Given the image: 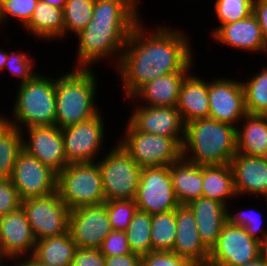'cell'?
Masks as SVG:
<instances>
[{
  "label": "cell",
  "mask_w": 267,
  "mask_h": 266,
  "mask_svg": "<svg viewBox=\"0 0 267 266\" xmlns=\"http://www.w3.org/2000/svg\"><path fill=\"white\" fill-rule=\"evenodd\" d=\"M22 208L36 240L68 232L70 209L57 191L48 196L23 200Z\"/></svg>",
  "instance_id": "cell-11"
},
{
  "label": "cell",
  "mask_w": 267,
  "mask_h": 266,
  "mask_svg": "<svg viewBox=\"0 0 267 266\" xmlns=\"http://www.w3.org/2000/svg\"><path fill=\"white\" fill-rule=\"evenodd\" d=\"M140 0H95L92 19L78 33L75 68H93L108 60L117 68L127 37L143 18ZM78 38V39H77ZM115 65H113V64Z\"/></svg>",
  "instance_id": "cell-2"
},
{
  "label": "cell",
  "mask_w": 267,
  "mask_h": 266,
  "mask_svg": "<svg viewBox=\"0 0 267 266\" xmlns=\"http://www.w3.org/2000/svg\"><path fill=\"white\" fill-rule=\"evenodd\" d=\"M21 133L23 150L57 174L69 164L62 132L56 125L28 127L21 130Z\"/></svg>",
  "instance_id": "cell-17"
},
{
  "label": "cell",
  "mask_w": 267,
  "mask_h": 266,
  "mask_svg": "<svg viewBox=\"0 0 267 266\" xmlns=\"http://www.w3.org/2000/svg\"><path fill=\"white\" fill-rule=\"evenodd\" d=\"M38 1L39 0H2L1 13L4 27H8V22L15 18V22H18L17 24H20L19 26L23 29L33 16Z\"/></svg>",
  "instance_id": "cell-39"
},
{
  "label": "cell",
  "mask_w": 267,
  "mask_h": 266,
  "mask_svg": "<svg viewBox=\"0 0 267 266\" xmlns=\"http://www.w3.org/2000/svg\"><path fill=\"white\" fill-rule=\"evenodd\" d=\"M261 256V243L242 226L226 222L217 244L211 249L207 266H243Z\"/></svg>",
  "instance_id": "cell-12"
},
{
  "label": "cell",
  "mask_w": 267,
  "mask_h": 266,
  "mask_svg": "<svg viewBox=\"0 0 267 266\" xmlns=\"http://www.w3.org/2000/svg\"><path fill=\"white\" fill-rule=\"evenodd\" d=\"M252 14L256 17L260 25L264 44L267 48V0H254Z\"/></svg>",
  "instance_id": "cell-44"
},
{
  "label": "cell",
  "mask_w": 267,
  "mask_h": 266,
  "mask_svg": "<svg viewBox=\"0 0 267 266\" xmlns=\"http://www.w3.org/2000/svg\"><path fill=\"white\" fill-rule=\"evenodd\" d=\"M141 266H195L172 251H152L141 256Z\"/></svg>",
  "instance_id": "cell-42"
},
{
  "label": "cell",
  "mask_w": 267,
  "mask_h": 266,
  "mask_svg": "<svg viewBox=\"0 0 267 266\" xmlns=\"http://www.w3.org/2000/svg\"><path fill=\"white\" fill-rule=\"evenodd\" d=\"M212 40L236 51L267 55L260 25L251 14L243 20L221 25L210 35Z\"/></svg>",
  "instance_id": "cell-19"
},
{
  "label": "cell",
  "mask_w": 267,
  "mask_h": 266,
  "mask_svg": "<svg viewBox=\"0 0 267 266\" xmlns=\"http://www.w3.org/2000/svg\"><path fill=\"white\" fill-rule=\"evenodd\" d=\"M134 200L138 210L150 215L175 210L180 204L174 193L170 166L142 168Z\"/></svg>",
  "instance_id": "cell-10"
},
{
  "label": "cell",
  "mask_w": 267,
  "mask_h": 266,
  "mask_svg": "<svg viewBox=\"0 0 267 266\" xmlns=\"http://www.w3.org/2000/svg\"><path fill=\"white\" fill-rule=\"evenodd\" d=\"M6 261L7 260L0 253V266H2L4 264V262H6Z\"/></svg>",
  "instance_id": "cell-52"
},
{
  "label": "cell",
  "mask_w": 267,
  "mask_h": 266,
  "mask_svg": "<svg viewBox=\"0 0 267 266\" xmlns=\"http://www.w3.org/2000/svg\"><path fill=\"white\" fill-rule=\"evenodd\" d=\"M105 266H141V256L130 253L105 257Z\"/></svg>",
  "instance_id": "cell-45"
},
{
  "label": "cell",
  "mask_w": 267,
  "mask_h": 266,
  "mask_svg": "<svg viewBox=\"0 0 267 266\" xmlns=\"http://www.w3.org/2000/svg\"><path fill=\"white\" fill-rule=\"evenodd\" d=\"M243 266H267V263L265 262L264 258L262 256H259L257 259L248 262L244 264Z\"/></svg>",
  "instance_id": "cell-48"
},
{
  "label": "cell",
  "mask_w": 267,
  "mask_h": 266,
  "mask_svg": "<svg viewBox=\"0 0 267 266\" xmlns=\"http://www.w3.org/2000/svg\"><path fill=\"white\" fill-rule=\"evenodd\" d=\"M102 110L93 118L61 129L67 162H96L105 152V122ZM105 139V140H104ZM102 155H101V154ZM100 154V155H99Z\"/></svg>",
  "instance_id": "cell-9"
},
{
  "label": "cell",
  "mask_w": 267,
  "mask_h": 266,
  "mask_svg": "<svg viewBox=\"0 0 267 266\" xmlns=\"http://www.w3.org/2000/svg\"><path fill=\"white\" fill-rule=\"evenodd\" d=\"M216 77L208 81L209 118L237 127L247 114L241 79Z\"/></svg>",
  "instance_id": "cell-14"
},
{
  "label": "cell",
  "mask_w": 267,
  "mask_h": 266,
  "mask_svg": "<svg viewBox=\"0 0 267 266\" xmlns=\"http://www.w3.org/2000/svg\"><path fill=\"white\" fill-rule=\"evenodd\" d=\"M261 71L247 76L242 80L244 89L245 109L249 114L267 115V64L260 67Z\"/></svg>",
  "instance_id": "cell-31"
},
{
  "label": "cell",
  "mask_w": 267,
  "mask_h": 266,
  "mask_svg": "<svg viewBox=\"0 0 267 266\" xmlns=\"http://www.w3.org/2000/svg\"><path fill=\"white\" fill-rule=\"evenodd\" d=\"M202 197L228 206L237 197L230 164L203 166Z\"/></svg>",
  "instance_id": "cell-28"
},
{
  "label": "cell",
  "mask_w": 267,
  "mask_h": 266,
  "mask_svg": "<svg viewBox=\"0 0 267 266\" xmlns=\"http://www.w3.org/2000/svg\"><path fill=\"white\" fill-rule=\"evenodd\" d=\"M11 108V117L0 113L10 125L23 130L34 126L55 125V77L39 72L29 81L19 85Z\"/></svg>",
  "instance_id": "cell-5"
},
{
  "label": "cell",
  "mask_w": 267,
  "mask_h": 266,
  "mask_svg": "<svg viewBox=\"0 0 267 266\" xmlns=\"http://www.w3.org/2000/svg\"><path fill=\"white\" fill-rule=\"evenodd\" d=\"M112 230L105 204L70 210L68 231L77 248L99 249Z\"/></svg>",
  "instance_id": "cell-16"
},
{
  "label": "cell",
  "mask_w": 267,
  "mask_h": 266,
  "mask_svg": "<svg viewBox=\"0 0 267 266\" xmlns=\"http://www.w3.org/2000/svg\"><path fill=\"white\" fill-rule=\"evenodd\" d=\"M176 238L172 252L195 266H207L210 250L202 243L194 214L188 205L176 208Z\"/></svg>",
  "instance_id": "cell-21"
},
{
  "label": "cell",
  "mask_w": 267,
  "mask_h": 266,
  "mask_svg": "<svg viewBox=\"0 0 267 266\" xmlns=\"http://www.w3.org/2000/svg\"><path fill=\"white\" fill-rule=\"evenodd\" d=\"M192 210L202 243L211 251L227 222V206L210 198L199 197L188 204Z\"/></svg>",
  "instance_id": "cell-22"
},
{
  "label": "cell",
  "mask_w": 267,
  "mask_h": 266,
  "mask_svg": "<svg viewBox=\"0 0 267 266\" xmlns=\"http://www.w3.org/2000/svg\"><path fill=\"white\" fill-rule=\"evenodd\" d=\"M104 257L130 254L127 234L123 231L112 230L103 240L100 248Z\"/></svg>",
  "instance_id": "cell-40"
},
{
  "label": "cell",
  "mask_w": 267,
  "mask_h": 266,
  "mask_svg": "<svg viewBox=\"0 0 267 266\" xmlns=\"http://www.w3.org/2000/svg\"><path fill=\"white\" fill-rule=\"evenodd\" d=\"M71 266H105V257L97 248H77Z\"/></svg>",
  "instance_id": "cell-43"
},
{
  "label": "cell",
  "mask_w": 267,
  "mask_h": 266,
  "mask_svg": "<svg viewBox=\"0 0 267 266\" xmlns=\"http://www.w3.org/2000/svg\"><path fill=\"white\" fill-rule=\"evenodd\" d=\"M96 162L102 175L105 200H134L142 168L117 142Z\"/></svg>",
  "instance_id": "cell-8"
},
{
  "label": "cell",
  "mask_w": 267,
  "mask_h": 266,
  "mask_svg": "<svg viewBox=\"0 0 267 266\" xmlns=\"http://www.w3.org/2000/svg\"><path fill=\"white\" fill-rule=\"evenodd\" d=\"M117 142L141 167L170 166L182 158L177 139L138 131L128 120Z\"/></svg>",
  "instance_id": "cell-7"
},
{
  "label": "cell",
  "mask_w": 267,
  "mask_h": 266,
  "mask_svg": "<svg viewBox=\"0 0 267 266\" xmlns=\"http://www.w3.org/2000/svg\"><path fill=\"white\" fill-rule=\"evenodd\" d=\"M254 0H214L215 17L218 19V27L215 25L210 34L217 28L227 23H233L247 18L253 12ZM212 32V33H211Z\"/></svg>",
  "instance_id": "cell-35"
},
{
  "label": "cell",
  "mask_w": 267,
  "mask_h": 266,
  "mask_svg": "<svg viewBox=\"0 0 267 266\" xmlns=\"http://www.w3.org/2000/svg\"><path fill=\"white\" fill-rule=\"evenodd\" d=\"M39 1L63 9L67 0H39Z\"/></svg>",
  "instance_id": "cell-49"
},
{
  "label": "cell",
  "mask_w": 267,
  "mask_h": 266,
  "mask_svg": "<svg viewBox=\"0 0 267 266\" xmlns=\"http://www.w3.org/2000/svg\"><path fill=\"white\" fill-rule=\"evenodd\" d=\"M261 256L264 258L267 263V238L264 242L261 243Z\"/></svg>",
  "instance_id": "cell-50"
},
{
  "label": "cell",
  "mask_w": 267,
  "mask_h": 266,
  "mask_svg": "<svg viewBox=\"0 0 267 266\" xmlns=\"http://www.w3.org/2000/svg\"><path fill=\"white\" fill-rule=\"evenodd\" d=\"M23 150L22 133L0 118V179H11L14 164Z\"/></svg>",
  "instance_id": "cell-30"
},
{
  "label": "cell",
  "mask_w": 267,
  "mask_h": 266,
  "mask_svg": "<svg viewBox=\"0 0 267 266\" xmlns=\"http://www.w3.org/2000/svg\"><path fill=\"white\" fill-rule=\"evenodd\" d=\"M1 1L2 0H0V31L4 27V25H3V19H2V13H1Z\"/></svg>",
  "instance_id": "cell-51"
},
{
  "label": "cell",
  "mask_w": 267,
  "mask_h": 266,
  "mask_svg": "<svg viewBox=\"0 0 267 266\" xmlns=\"http://www.w3.org/2000/svg\"><path fill=\"white\" fill-rule=\"evenodd\" d=\"M95 0H67L63 8L64 39L77 35L91 21Z\"/></svg>",
  "instance_id": "cell-34"
},
{
  "label": "cell",
  "mask_w": 267,
  "mask_h": 266,
  "mask_svg": "<svg viewBox=\"0 0 267 266\" xmlns=\"http://www.w3.org/2000/svg\"><path fill=\"white\" fill-rule=\"evenodd\" d=\"M176 209L152 215V251H172L176 238Z\"/></svg>",
  "instance_id": "cell-33"
},
{
  "label": "cell",
  "mask_w": 267,
  "mask_h": 266,
  "mask_svg": "<svg viewBox=\"0 0 267 266\" xmlns=\"http://www.w3.org/2000/svg\"><path fill=\"white\" fill-rule=\"evenodd\" d=\"M152 215L137 210L127 230V241L131 252L140 256L152 252Z\"/></svg>",
  "instance_id": "cell-32"
},
{
  "label": "cell",
  "mask_w": 267,
  "mask_h": 266,
  "mask_svg": "<svg viewBox=\"0 0 267 266\" xmlns=\"http://www.w3.org/2000/svg\"><path fill=\"white\" fill-rule=\"evenodd\" d=\"M57 192L70 210L104 204L106 200L98 163L68 164L57 174Z\"/></svg>",
  "instance_id": "cell-6"
},
{
  "label": "cell",
  "mask_w": 267,
  "mask_h": 266,
  "mask_svg": "<svg viewBox=\"0 0 267 266\" xmlns=\"http://www.w3.org/2000/svg\"><path fill=\"white\" fill-rule=\"evenodd\" d=\"M36 241L22 207L0 217V253L7 261L33 255Z\"/></svg>",
  "instance_id": "cell-18"
},
{
  "label": "cell",
  "mask_w": 267,
  "mask_h": 266,
  "mask_svg": "<svg viewBox=\"0 0 267 266\" xmlns=\"http://www.w3.org/2000/svg\"><path fill=\"white\" fill-rule=\"evenodd\" d=\"M236 138L238 153L267 157V115L247 113L236 127Z\"/></svg>",
  "instance_id": "cell-25"
},
{
  "label": "cell",
  "mask_w": 267,
  "mask_h": 266,
  "mask_svg": "<svg viewBox=\"0 0 267 266\" xmlns=\"http://www.w3.org/2000/svg\"><path fill=\"white\" fill-rule=\"evenodd\" d=\"M190 72H173L146 83L132 98L139 105L177 107L180 88Z\"/></svg>",
  "instance_id": "cell-24"
},
{
  "label": "cell",
  "mask_w": 267,
  "mask_h": 266,
  "mask_svg": "<svg viewBox=\"0 0 267 266\" xmlns=\"http://www.w3.org/2000/svg\"><path fill=\"white\" fill-rule=\"evenodd\" d=\"M72 68L55 75V125L60 129L87 121L101 109L96 103L100 85L97 73L92 68Z\"/></svg>",
  "instance_id": "cell-3"
},
{
  "label": "cell",
  "mask_w": 267,
  "mask_h": 266,
  "mask_svg": "<svg viewBox=\"0 0 267 266\" xmlns=\"http://www.w3.org/2000/svg\"><path fill=\"white\" fill-rule=\"evenodd\" d=\"M143 22L141 19L127 37L115 71L120 78L124 99L131 98L143 85L157 77L194 71L196 63L194 46L190 42L192 37L182 28L162 23L148 30Z\"/></svg>",
  "instance_id": "cell-1"
},
{
  "label": "cell",
  "mask_w": 267,
  "mask_h": 266,
  "mask_svg": "<svg viewBox=\"0 0 267 266\" xmlns=\"http://www.w3.org/2000/svg\"><path fill=\"white\" fill-rule=\"evenodd\" d=\"M11 261H9L7 264H6V262L2 265V266H12V264H13V266H17L16 265V263H15V261H12L11 263H10ZM14 262V263H13ZM9 264H11V265H9Z\"/></svg>",
  "instance_id": "cell-53"
},
{
  "label": "cell",
  "mask_w": 267,
  "mask_h": 266,
  "mask_svg": "<svg viewBox=\"0 0 267 266\" xmlns=\"http://www.w3.org/2000/svg\"><path fill=\"white\" fill-rule=\"evenodd\" d=\"M18 50L19 51L13 50L11 52L8 50V60L5 64L3 73L8 69L12 76L18 78L19 81H17V84L22 85L31 80L38 73L35 67V65H37L35 62L37 61L31 54L25 51H20V49Z\"/></svg>",
  "instance_id": "cell-37"
},
{
  "label": "cell",
  "mask_w": 267,
  "mask_h": 266,
  "mask_svg": "<svg viewBox=\"0 0 267 266\" xmlns=\"http://www.w3.org/2000/svg\"><path fill=\"white\" fill-rule=\"evenodd\" d=\"M77 246L70 232L37 240L33 257L48 266H71Z\"/></svg>",
  "instance_id": "cell-29"
},
{
  "label": "cell",
  "mask_w": 267,
  "mask_h": 266,
  "mask_svg": "<svg viewBox=\"0 0 267 266\" xmlns=\"http://www.w3.org/2000/svg\"><path fill=\"white\" fill-rule=\"evenodd\" d=\"M174 193L180 205H188L202 197L203 166L181 158L170 165Z\"/></svg>",
  "instance_id": "cell-27"
},
{
  "label": "cell",
  "mask_w": 267,
  "mask_h": 266,
  "mask_svg": "<svg viewBox=\"0 0 267 266\" xmlns=\"http://www.w3.org/2000/svg\"><path fill=\"white\" fill-rule=\"evenodd\" d=\"M128 100L135 107L127 120L138 131L177 139L183 145L185 124L177 107L139 105L132 97Z\"/></svg>",
  "instance_id": "cell-15"
},
{
  "label": "cell",
  "mask_w": 267,
  "mask_h": 266,
  "mask_svg": "<svg viewBox=\"0 0 267 266\" xmlns=\"http://www.w3.org/2000/svg\"><path fill=\"white\" fill-rule=\"evenodd\" d=\"M11 180L22 201L57 191V173L25 150L19 153Z\"/></svg>",
  "instance_id": "cell-13"
},
{
  "label": "cell",
  "mask_w": 267,
  "mask_h": 266,
  "mask_svg": "<svg viewBox=\"0 0 267 266\" xmlns=\"http://www.w3.org/2000/svg\"><path fill=\"white\" fill-rule=\"evenodd\" d=\"M29 35L39 40L59 41L64 40L63 9L38 1L33 16L23 28Z\"/></svg>",
  "instance_id": "cell-26"
},
{
  "label": "cell",
  "mask_w": 267,
  "mask_h": 266,
  "mask_svg": "<svg viewBox=\"0 0 267 266\" xmlns=\"http://www.w3.org/2000/svg\"><path fill=\"white\" fill-rule=\"evenodd\" d=\"M7 60H8V51L6 50V48H4V50L0 48V74L4 72Z\"/></svg>",
  "instance_id": "cell-47"
},
{
  "label": "cell",
  "mask_w": 267,
  "mask_h": 266,
  "mask_svg": "<svg viewBox=\"0 0 267 266\" xmlns=\"http://www.w3.org/2000/svg\"><path fill=\"white\" fill-rule=\"evenodd\" d=\"M107 214L113 230L125 232L138 210L135 200L119 199L105 201Z\"/></svg>",
  "instance_id": "cell-38"
},
{
  "label": "cell",
  "mask_w": 267,
  "mask_h": 266,
  "mask_svg": "<svg viewBox=\"0 0 267 266\" xmlns=\"http://www.w3.org/2000/svg\"><path fill=\"white\" fill-rule=\"evenodd\" d=\"M237 153L236 127L211 118L185 124L182 158L199 166L230 164Z\"/></svg>",
  "instance_id": "cell-4"
},
{
  "label": "cell",
  "mask_w": 267,
  "mask_h": 266,
  "mask_svg": "<svg viewBox=\"0 0 267 266\" xmlns=\"http://www.w3.org/2000/svg\"><path fill=\"white\" fill-rule=\"evenodd\" d=\"M22 207V199L11 179H0V217Z\"/></svg>",
  "instance_id": "cell-41"
},
{
  "label": "cell",
  "mask_w": 267,
  "mask_h": 266,
  "mask_svg": "<svg viewBox=\"0 0 267 266\" xmlns=\"http://www.w3.org/2000/svg\"><path fill=\"white\" fill-rule=\"evenodd\" d=\"M237 199L260 196L267 199V157H253L241 153L231 159Z\"/></svg>",
  "instance_id": "cell-20"
},
{
  "label": "cell",
  "mask_w": 267,
  "mask_h": 266,
  "mask_svg": "<svg viewBox=\"0 0 267 266\" xmlns=\"http://www.w3.org/2000/svg\"><path fill=\"white\" fill-rule=\"evenodd\" d=\"M14 261H15L17 266H48V265H45V264L39 262L32 255L17 258Z\"/></svg>",
  "instance_id": "cell-46"
},
{
  "label": "cell",
  "mask_w": 267,
  "mask_h": 266,
  "mask_svg": "<svg viewBox=\"0 0 267 266\" xmlns=\"http://www.w3.org/2000/svg\"><path fill=\"white\" fill-rule=\"evenodd\" d=\"M266 201V208H267V199ZM230 205L227 206V222L232 225L242 226L246 229V231L251 235L252 238L256 239L260 243L264 242L267 238V225L263 224L264 218L263 215L258 211H254L253 209L241 210L242 208L238 209L234 213L230 211ZM259 214V215H258ZM265 226H263V225ZM267 224V221H266Z\"/></svg>",
  "instance_id": "cell-36"
},
{
  "label": "cell",
  "mask_w": 267,
  "mask_h": 266,
  "mask_svg": "<svg viewBox=\"0 0 267 266\" xmlns=\"http://www.w3.org/2000/svg\"><path fill=\"white\" fill-rule=\"evenodd\" d=\"M204 78L190 72L182 82L177 110L184 124L209 118L208 81Z\"/></svg>",
  "instance_id": "cell-23"
}]
</instances>
